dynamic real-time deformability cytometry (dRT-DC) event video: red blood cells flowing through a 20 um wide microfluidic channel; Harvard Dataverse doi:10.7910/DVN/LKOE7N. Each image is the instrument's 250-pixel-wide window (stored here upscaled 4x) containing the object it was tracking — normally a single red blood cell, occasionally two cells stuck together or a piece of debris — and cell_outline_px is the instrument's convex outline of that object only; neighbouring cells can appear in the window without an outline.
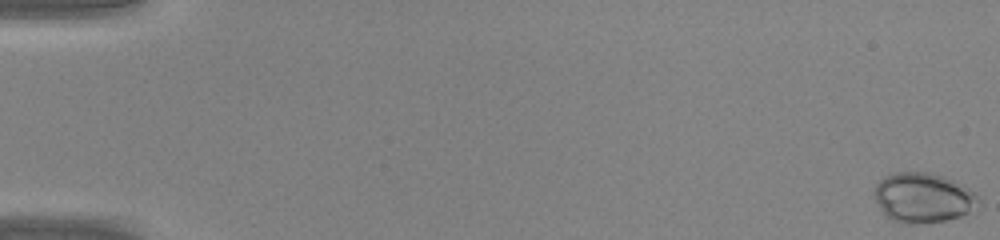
{"species": "common noctule bat (a hibernating species)", "species_latin": "Nyctalus noctula", "temperature_condition": "warm", "stored_images_in_passage": 46, "camera_frame_rate_fps": 3000, "um_per_image_px": 0.085, "animal": {"sex": "male", "body_mass_g": 20.0, "forearm_length_mm": 53.3}, "frame": {"image": 1, "passage_image": 1, "time_ms": 0.0, "image_size_px": [1000, 240], "cell_outline_px": [[980, 200], [968, 212], [960, 216], [944, 220], [916, 224], [904, 224], [892, 220], [884, 216], [872, 192], [876, 184], [884, 176], [896, 172], [928, 172], [944, 176], [968, 188]], "centroid_in_image_um": [78.38, 16.8], "position_along_channel_um": 6.6, "area_um2": 30.11}}
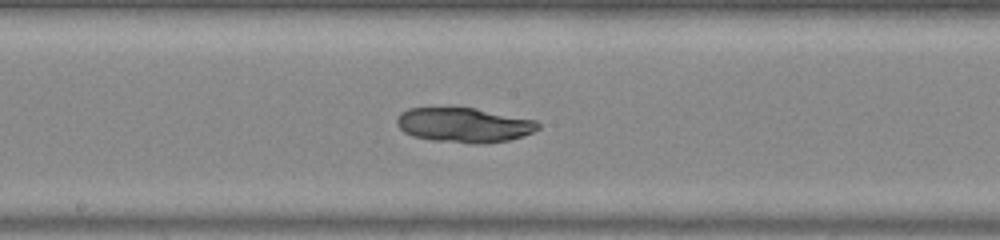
{"frame": {"image": 2, "passage_image": 26, "time_ms": 8.333, "image_size_px": [1000, 240], "cell_outline_px": [[540, 128], [524, 136], [508, 140], [480, 144], [472, 144], [432, 140], [412, 136], [404, 132], [396, 124], [396, 120], [400, 112], [408, 108], [476, 108], [536, 120], [540, 124]], "centroid_in_image_um": [39.44, 10.63], "position_along_channel_um": 208.8, "area_um2": 28.67}}
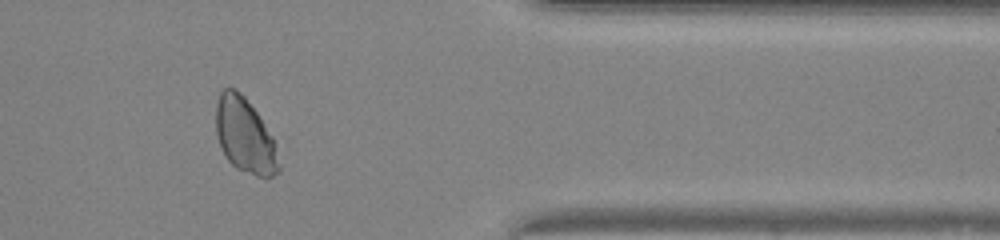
{"frame": {"image": 3, "passage_image": 39, "time_ms": 12.667, "image_size_px": [1000, 240], "cell_outline_px": [[280, 172], [272, 176], [256, 176], [236, 168], [228, 160], [216, 136], [216, 104], [220, 92], [224, 88], [232, 88], [240, 92], [244, 96], [256, 112], [272, 136], [280, 168]], "centroid_in_image_um": [20.8, 11.52], "position_along_channel_um": 390.6, "area_um2": 26.99}}